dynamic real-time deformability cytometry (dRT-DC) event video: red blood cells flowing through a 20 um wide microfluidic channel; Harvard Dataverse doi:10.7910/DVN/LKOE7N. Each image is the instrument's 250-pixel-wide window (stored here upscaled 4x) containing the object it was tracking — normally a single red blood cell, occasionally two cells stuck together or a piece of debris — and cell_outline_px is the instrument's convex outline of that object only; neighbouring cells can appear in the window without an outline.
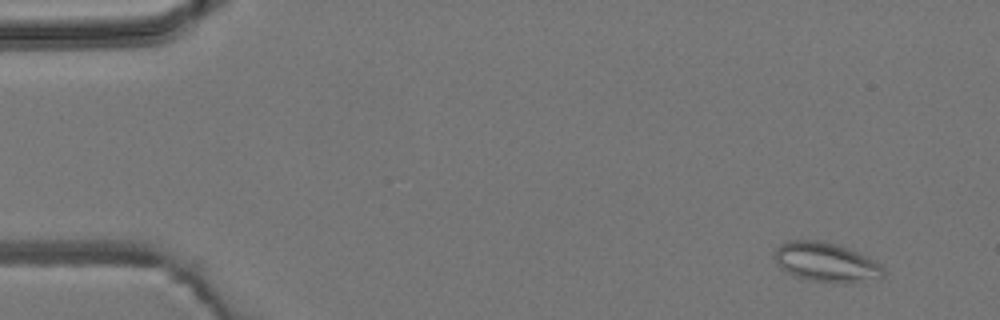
{"species": "common noctule bat (a hibernating species)", "species_latin": "Nyctalus noctula", "temperature_condition": "room temperature", "stored_images_in_passage": 5, "camera_frame_rate_fps": 3000, "um_per_image_px": 0.085, "animal": {"sex": "male", "body_mass_g": 19.2, "forearm_length_mm": 51.8}, "frame": {"image": 1, "passage_image": 2, "time_ms": 1.0, "image_size_px": [1000, 320], "cell_outline_px": [[884, 276], [880, 280], [812, 280], [796, 276], [784, 272], [776, 264], [772, 256], [776, 248], [784, 240], [816, 240], [840, 244], [868, 256], [880, 264], [884, 268]], "centroid_in_image_um": [70.17, 22.23], "position_along_channel_um": 14.8, "area_um2": 24.85}}